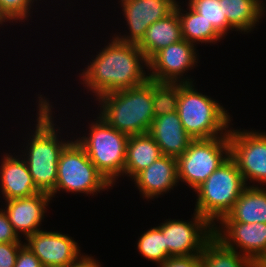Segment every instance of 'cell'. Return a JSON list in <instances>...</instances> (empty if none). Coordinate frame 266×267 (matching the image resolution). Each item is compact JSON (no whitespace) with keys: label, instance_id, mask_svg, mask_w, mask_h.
<instances>
[{"label":"cell","instance_id":"6da1fadb","mask_svg":"<svg viewBox=\"0 0 266 267\" xmlns=\"http://www.w3.org/2000/svg\"><path fill=\"white\" fill-rule=\"evenodd\" d=\"M91 60L79 77L96 98L141 85L149 79L144 69L149 67L148 59L135 43L121 42L112 36Z\"/></svg>","mask_w":266,"mask_h":267},{"label":"cell","instance_id":"7a4b0ae2","mask_svg":"<svg viewBox=\"0 0 266 267\" xmlns=\"http://www.w3.org/2000/svg\"><path fill=\"white\" fill-rule=\"evenodd\" d=\"M38 100L35 131L33 129L34 133L31 131L32 135L29 134L26 149L21 150L26 152H22L24 155L21 156L24 157L36 188L50 194L56 187L60 153L71 140L59 141L60 128L54 123L52 103L41 94H38Z\"/></svg>","mask_w":266,"mask_h":267},{"label":"cell","instance_id":"3957f363","mask_svg":"<svg viewBox=\"0 0 266 267\" xmlns=\"http://www.w3.org/2000/svg\"><path fill=\"white\" fill-rule=\"evenodd\" d=\"M98 115L117 131L128 136L148 133L154 119L152 80L98 98Z\"/></svg>","mask_w":266,"mask_h":267},{"label":"cell","instance_id":"277c9868","mask_svg":"<svg viewBox=\"0 0 266 267\" xmlns=\"http://www.w3.org/2000/svg\"><path fill=\"white\" fill-rule=\"evenodd\" d=\"M193 83H180L178 108L184 130L194 139L226 136L231 118L227 110Z\"/></svg>","mask_w":266,"mask_h":267},{"label":"cell","instance_id":"5b68a950","mask_svg":"<svg viewBox=\"0 0 266 267\" xmlns=\"http://www.w3.org/2000/svg\"><path fill=\"white\" fill-rule=\"evenodd\" d=\"M245 187L241 172L229 157L194 191V210L215 226L232 210Z\"/></svg>","mask_w":266,"mask_h":267},{"label":"cell","instance_id":"8992f818","mask_svg":"<svg viewBox=\"0 0 266 267\" xmlns=\"http://www.w3.org/2000/svg\"><path fill=\"white\" fill-rule=\"evenodd\" d=\"M89 124L88 136L78 137L76 142L86 151L88 158L114 186L124 175L126 145L129 136L117 131L103 118L96 115Z\"/></svg>","mask_w":266,"mask_h":267},{"label":"cell","instance_id":"52a82bcc","mask_svg":"<svg viewBox=\"0 0 266 267\" xmlns=\"http://www.w3.org/2000/svg\"><path fill=\"white\" fill-rule=\"evenodd\" d=\"M113 185L94 166L86 151L72 139L61 151L58 159L57 182L51 198L61 191L96 195Z\"/></svg>","mask_w":266,"mask_h":267},{"label":"cell","instance_id":"ba28073f","mask_svg":"<svg viewBox=\"0 0 266 267\" xmlns=\"http://www.w3.org/2000/svg\"><path fill=\"white\" fill-rule=\"evenodd\" d=\"M229 157V135L193 140L177 159L178 181L195 191Z\"/></svg>","mask_w":266,"mask_h":267},{"label":"cell","instance_id":"9c48e42d","mask_svg":"<svg viewBox=\"0 0 266 267\" xmlns=\"http://www.w3.org/2000/svg\"><path fill=\"white\" fill-rule=\"evenodd\" d=\"M229 131L230 157L234 160L242 174L243 180L248 183L266 185V133L265 131H249L231 129ZM250 182H249V181ZM248 181V182H247ZM266 187V186H265Z\"/></svg>","mask_w":266,"mask_h":267},{"label":"cell","instance_id":"30bf717a","mask_svg":"<svg viewBox=\"0 0 266 267\" xmlns=\"http://www.w3.org/2000/svg\"><path fill=\"white\" fill-rule=\"evenodd\" d=\"M193 214L188 222L166 219L159 225L169 257L201 254L206 243L214 236V226L195 210Z\"/></svg>","mask_w":266,"mask_h":267},{"label":"cell","instance_id":"8fae6325","mask_svg":"<svg viewBox=\"0 0 266 267\" xmlns=\"http://www.w3.org/2000/svg\"><path fill=\"white\" fill-rule=\"evenodd\" d=\"M196 45L182 39L158 51L149 61V79L159 82L194 83L185 72L198 66ZM150 70V71H149Z\"/></svg>","mask_w":266,"mask_h":267},{"label":"cell","instance_id":"7c38bea8","mask_svg":"<svg viewBox=\"0 0 266 267\" xmlns=\"http://www.w3.org/2000/svg\"><path fill=\"white\" fill-rule=\"evenodd\" d=\"M43 267H66L81 256L79 244L71 236L43 229L25 238Z\"/></svg>","mask_w":266,"mask_h":267},{"label":"cell","instance_id":"4fadbf2b","mask_svg":"<svg viewBox=\"0 0 266 267\" xmlns=\"http://www.w3.org/2000/svg\"><path fill=\"white\" fill-rule=\"evenodd\" d=\"M221 226V227H220ZM214 236L226 247L258 263L266 255V223L220 222Z\"/></svg>","mask_w":266,"mask_h":267},{"label":"cell","instance_id":"5bb4252c","mask_svg":"<svg viewBox=\"0 0 266 267\" xmlns=\"http://www.w3.org/2000/svg\"><path fill=\"white\" fill-rule=\"evenodd\" d=\"M120 2L129 33H127L128 35L114 34V37L121 42L135 44L142 40L151 24L169 15L176 5L172 0H125Z\"/></svg>","mask_w":266,"mask_h":267},{"label":"cell","instance_id":"9a60e30c","mask_svg":"<svg viewBox=\"0 0 266 267\" xmlns=\"http://www.w3.org/2000/svg\"><path fill=\"white\" fill-rule=\"evenodd\" d=\"M51 200L50 194L39 192L26 198L6 200L3 210L18 236L22 233L26 238L41 230L40 226Z\"/></svg>","mask_w":266,"mask_h":267},{"label":"cell","instance_id":"2e32d148","mask_svg":"<svg viewBox=\"0 0 266 267\" xmlns=\"http://www.w3.org/2000/svg\"><path fill=\"white\" fill-rule=\"evenodd\" d=\"M132 180L140 194L148 199H155L177 187V159L161 156L149 167L139 172ZM164 193V194H163Z\"/></svg>","mask_w":266,"mask_h":267},{"label":"cell","instance_id":"e0dca14e","mask_svg":"<svg viewBox=\"0 0 266 267\" xmlns=\"http://www.w3.org/2000/svg\"><path fill=\"white\" fill-rule=\"evenodd\" d=\"M148 133L156 141L163 155L176 159L194 140L184 130L178 112L154 118Z\"/></svg>","mask_w":266,"mask_h":267},{"label":"cell","instance_id":"ac0fdd59","mask_svg":"<svg viewBox=\"0 0 266 267\" xmlns=\"http://www.w3.org/2000/svg\"><path fill=\"white\" fill-rule=\"evenodd\" d=\"M10 154H3L2 162H0V190L5 201L26 198L39 193L23 157Z\"/></svg>","mask_w":266,"mask_h":267},{"label":"cell","instance_id":"d6986e66","mask_svg":"<svg viewBox=\"0 0 266 267\" xmlns=\"http://www.w3.org/2000/svg\"><path fill=\"white\" fill-rule=\"evenodd\" d=\"M181 23L175 8L169 15L151 24L138 43L148 61L160 50L181 41Z\"/></svg>","mask_w":266,"mask_h":267},{"label":"cell","instance_id":"ffe728a7","mask_svg":"<svg viewBox=\"0 0 266 267\" xmlns=\"http://www.w3.org/2000/svg\"><path fill=\"white\" fill-rule=\"evenodd\" d=\"M219 222L266 223V188L248 185Z\"/></svg>","mask_w":266,"mask_h":267},{"label":"cell","instance_id":"44dd1931","mask_svg":"<svg viewBox=\"0 0 266 267\" xmlns=\"http://www.w3.org/2000/svg\"><path fill=\"white\" fill-rule=\"evenodd\" d=\"M161 156L163 154L159 146L149 133L129 136L126 145L124 175L133 179Z\"/></svg>","mask_w":266,"mask_h":267},{"label":"cell","instance_id":"7402d4cb","mask_svg":"<svg viewBox=\"0 0 266 267\" xmlns=\"http://www.w3.org/2000/svg\"><path fill=\"white\" fill-rule=\"evenodd\" d=\"M228 23L235 31L245 34L251 32L265 15L262 0H222Z\"/></svg>","mask_w":266,"mask_h":267},{"label":"cell","instance_id":"603a6c76","mask_svg":"<svg viewBox=\"0 0 266 267\" xmlns=\"http://www.w3.org/2000/svg\"><path fill=\"white\" fill-rule=\"evenodd\" d=\"M186 10L179 3L175 5L181 23L182 38L194 45L202 43H217L224 37L208 23L202 15L193 10L189 5ZM185 12V13H184ZM200 42V43H199Z\"/></svg>","mask_w":266,"mask_h":267},{"label":"cell","instance_id":"cb8c5ba5","mask_svg":"<svg viewBox=\"0 0 266 267\" xmlns=\"http://www.w3.org/2000/svg\"><path fill=\"white\" fill-rule=\"evenodd\" d=\"M201 267H258L252 259L226 247L213 236L201 252Z\"/></svg>","mask_w":266,"mask_h":267},{"label":"cell","instance_id":"d4e9b609","mask_svg":"<svg viewBox=\"0 0 266 267\" xmlns=\"http://www.w3.org/2000/svg\"><path fill=\"white\" fill-rule=\"evenodd\" d=\"M180 82L152 80L154 118L177 112Z\"/></svg>","mask_w":266,"mask_h":267},{"label":"cell","instance_id":"484cf974","mask_svg":"<svg viewBox=\"0 0 266 267\" xmlns=\"http://www.w3.org/2000/svg\"><path fill=\"white\" fill-rule=\"evenodd\" d=\"M137 250L144 258L155 262L156 265H161L169 258L164 235L159 226L151 227L138 238Z\"/></svg>","mask_w":266,"mask_h":267},{"label":"cell","instance_id":"4316f807","mask_svg":"<svg viewBox=\"0 0 266 267\" xmlns=\"http://www.w3.org/2000/svg\"><path fill=\"white\" fill-rule=\"evenodd\" d=\"M187 4L211 23L223 37L227 36L228 31H234L224 13L222 0H189Z\"/></svg>","mask_w":266,"mask_h":267},{"label":"cell","instance_id":"83f0119b","mask_svg":"<svg viewBox=\"0 0 266 267\" xmlns=\"http://www.w3.org/2000/svg\"><path fill=\"white\" fill-rule=\"evenodd\" d=\"M35 1L38 0H0V18L4 23L24 22L28 20Z\"/></svg>","mask_w":266,"mask_h":267},{"label":"cell","instance_id":"f1b7e54d","mask_svg":"<svg viewBox=\"0 0 266 267\" xmlns=\"http://www.w3.org/2000/svg\"><path fill=\"white\" fill-rule=\"evenodd\" d=\"M22 242L0 243V267H14Z\"/></svg>","mask_w":266,"mask_h":267},{"label":"cell","instance_id":"f546056e","mask_svg":"<svg viewBox=\"0 0 266 267\" xmlns=\"http://www.w3.org/2000/svg\"><path fill=\"white\" fill-rule=\"evenodd\" d=\"M20 239L21 236L15 232L3 208H0V243L21 242Z\"/></svg>","mask_w":266,"mask_h":267},{"label":"cell","instance_id":"4dcf8cb0","mask_svg":"<svg viewBox=\"0 0 266 267\" xmlns=\"http://www.w3.org/2000/svg\"><path fill=\"white\" fill-rule=\"evenodd\" d=\"M158 267H201V255L169 257Z\"/></svg>","mask_w":266,"mask_h":267},{"label":"cell","instance_id":"1f68e13d","mask_svg":"<svg viewBox=\"0 0 266 267\" xmlns=\"http://www.w3.org/2000/svg\"><path fill=\"white\" fill-rule=\"evenodd\" d=\"M14 267H43L41 261L24 244L20 247Z\"/></svg>","mask_w":266,"mask_h":267},{"label":"cell","instance_id":"d6a6232c","mask_svg":"<svg viewBox=\"0 0 266 267\" xmlns=\"http://www.w3.org/2000/svg\"><path fill=\"white\" fill-rule=\"evenodd\" d=\"M93 256H88V254H82L77 260L70 263L66 267H102L98 262L99 260L94 259Z\"/></svg>","mask_w":266,"mask_h":267},{"label":"cell","instance_id":"836d02e7","mask_svg":"<svg viewBox=\"0 0 266 267\" xmlns=\"http://www.w3.org/2000/svg\"><path fill=\"white\" fill-rule=\"evenodd\" d=\"M258 267H266V255L257 263Z\"/></svg>","mask_w":266,"mask_h":267},{"label":"cell","instance_id":"e575fe53","mask_svg":"<svg viewBox=\"0 0 266 267\" xmlns=\"http://www.w3.org/2000/svg\"><path fill=\"white\" fill-rule=\"evenodd\" d=\"M0 24L1 25H3L4 24V22H3V20L0 18Z\"/></svg>","mask_w":266,"mask_h":267}]
</instances>
